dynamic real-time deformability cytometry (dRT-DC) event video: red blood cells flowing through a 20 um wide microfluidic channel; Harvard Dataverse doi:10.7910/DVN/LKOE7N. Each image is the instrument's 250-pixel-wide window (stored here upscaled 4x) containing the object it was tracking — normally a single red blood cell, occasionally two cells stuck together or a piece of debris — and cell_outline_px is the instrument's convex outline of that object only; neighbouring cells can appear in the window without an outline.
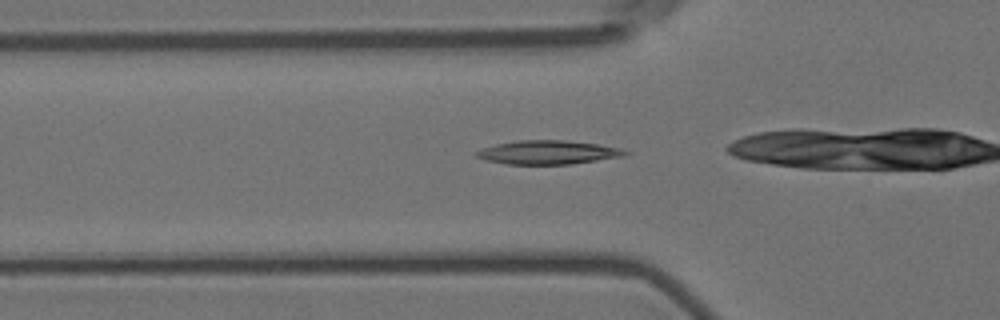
{"species": "Egyptian fruit bat (a non-hibernating species)", "species_latin": "Rousettus aegyptiacus", "temperature_condition": "room temperature", "stored_images_in_passage": 19, "camera_frame_rate_fps": 3000, "um_per_image_px": 0.085, "animal": {"sex": "female"}, "frame": {"image": 1, "passage_image": 6, "time_ms": 1.667, "image_size_px": [1000, 320], "cell_outline_px": [[632, 152], [624, 156], [572, 164], [508, 164], [484, 160], [476, 156], [476, 152], [484, 148], [496, 144], [516, 140], [564, 140], [596, 144], [620, 148]], "centroid_in_image_um": [46.6, 12.95], "position_along_channel_um": 79.2, "area_um2": 20.52}}
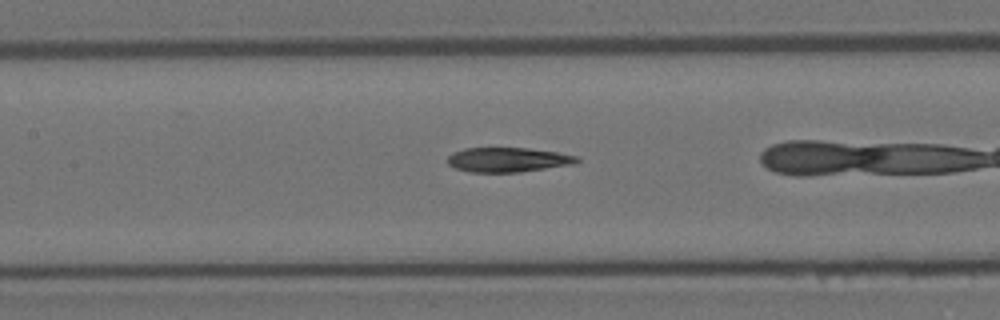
{"frame": {"image": 2, "passage_image": 13, "time_ms": 4.0, "image_size_px": [1000, 320], "cell_outline_px": [[580, 160], [576, 164], [520, 172], [472, 172], [456, 168], [448, 164], [448, 156], [452, 152], [464, 148], [528, 148], [556, 152], [580, 156]], "centroid_in_image_um": [43.21, 13.57], "position_along_channel_um": 164.2, "area_um2": 18.61}}
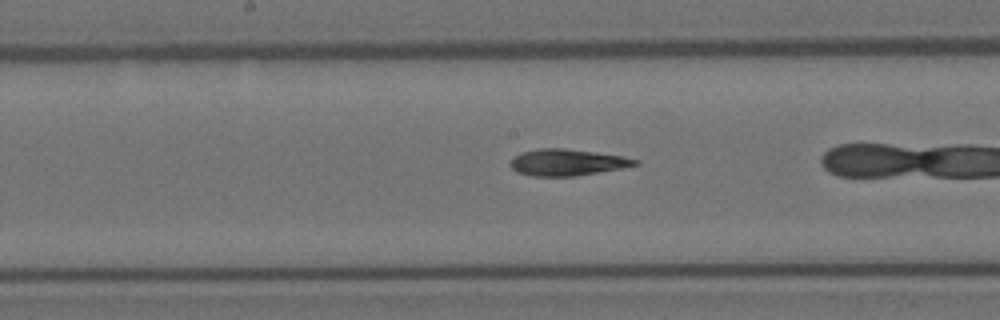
{"frame": {"image": 3, "passage_image": 16, "time_ms": 5.0, "image_size_px": [1000, 320], "cell_outline_px": [[640, 164], [600, 172], [572, 176], [532, 176], [516, 172], [508, 164], [520, 152], [540, 148], [564, 148], [624, 156], [640, 160]], "centroid_in_image_um": [48.2, 13.8], "position_along_channel_um": 200.0, "area_um2": 19.25}}